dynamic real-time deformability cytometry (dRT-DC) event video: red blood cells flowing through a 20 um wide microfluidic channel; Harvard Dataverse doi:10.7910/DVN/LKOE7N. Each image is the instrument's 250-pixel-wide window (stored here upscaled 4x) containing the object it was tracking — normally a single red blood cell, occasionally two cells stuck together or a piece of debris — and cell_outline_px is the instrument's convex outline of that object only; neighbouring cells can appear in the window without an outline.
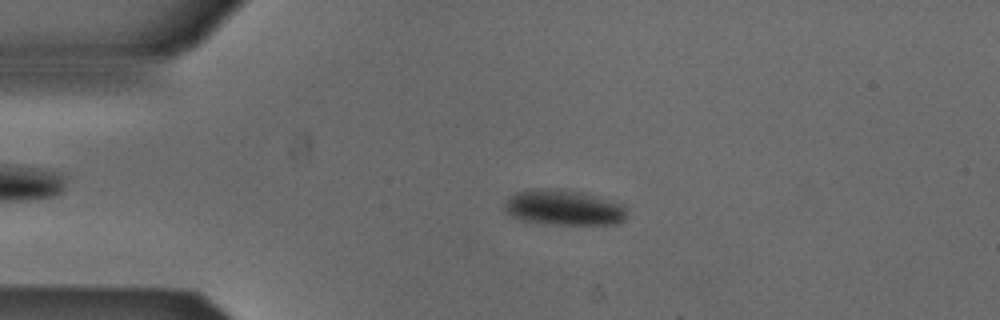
{"species": "Egyptian fruit bat (a non-hibernating species)", "species_latin": "Rousettus aegyptiacus", "temperature_condition": "cold", "stored_images_in_passage": 52, "camera_frame_rate_fps": 3000, "um_per_image_px": 0.085, "animal": {"sex": "male"}, "frame": {"image": 1, "passage_image": 11, "time_ms": 3.333, "image_size_px": [1000, 320], "cell_outline_px": [[628, 212], [624, 220], [616, 224], [556, 224], [520, 220], [504, 212], [504, 204], [508, 196], [516, 192], [532, 188], [564, 188], [580, 192], [624, 204], [628, 208]], "centroid_in_image_um": [47.9, 17.62], "position_along_channel_um": 37.1, "area_um2": 25.61}}
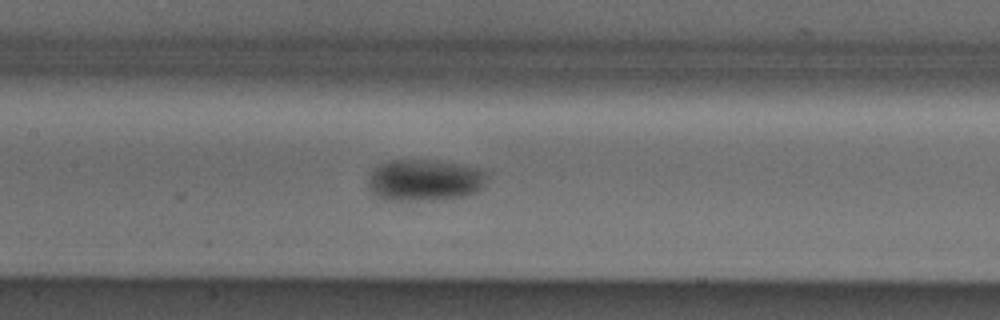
{"frame": {"image": 2, "passage_image": 24, "time_ms": 7.667, "image_size_px": [1000, 320], "cell_outline_px": [[488, 176], [480, 188], [476, 192], [464, 196], [428, 200], [384, 200], [372, 192], [368, 188], [368, 176], [372, 168], [388, 160], [440, 160], [480, 168]], "centroid_in_image_um": [36.05, 15.29], "position_along_channel_um": 171.4, "area_um2": 29.02}}
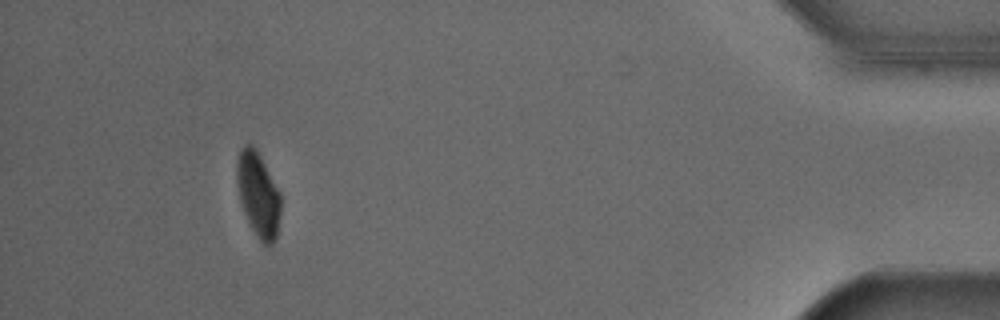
{"frame": {"image": 3, "passage_image": 48, "time_ms": 15.667, "image_size_px": [1000, 320], "cell_outline_px": [[280, 216], [276, 240], [272, 244], [264, 244], [256, 236], [244, 212], [240, 200], [236, 180], [236, 160], [240, 148], [244, 144], [252, 144], [256, 148], [280, 192]], "centroid_in_image_um": [21.93, 16.5], "position_along_channel_um": 413.3, "area_um2": 21.73}, "authors_computed_cell_mechanics": {"area_um2": 25.432, "velocity_mm_per_s": 3.8748, "shape_relaxation_time_tau1_ms": 2.4135, "shape_relaxation_time_tau2_ms": null, "deformation_change_tau1": 0.0591, "deformation_change_tau2": null}}